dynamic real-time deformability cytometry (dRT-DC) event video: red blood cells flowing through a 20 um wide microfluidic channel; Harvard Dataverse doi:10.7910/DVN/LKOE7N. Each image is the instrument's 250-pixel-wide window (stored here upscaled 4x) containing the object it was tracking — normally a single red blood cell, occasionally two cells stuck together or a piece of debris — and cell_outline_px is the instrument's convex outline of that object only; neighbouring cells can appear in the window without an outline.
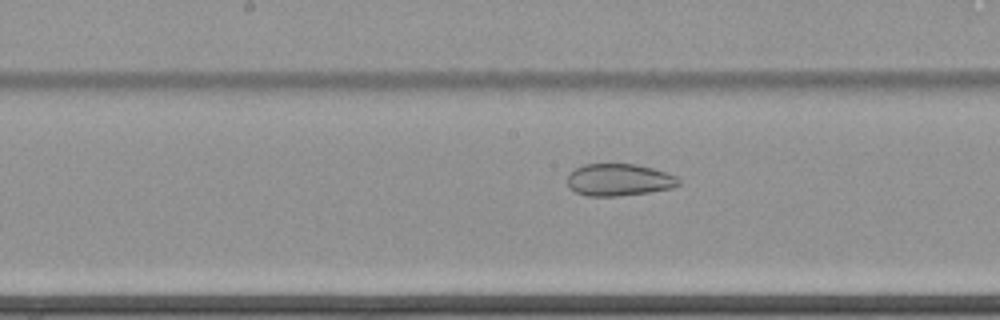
{"species": "common noctule bat (a hibernating species)", "species_latin": "Nyctalus noctula", "temperature_condition": "cold", "stored_images_in_passage": 62, "camera_frame_rate_fps": 3000, "um_per_image_px": 0.085, "animal": {"sex": "female", "body_mass_g": 22.7, "forearm_length_mm": 54.2}, "frame": {"image": 1, "passage_image": 34, "time_ms": 11.0, "image_size_px": [1000, 320], "cell_outline_px": [[680, 184], [672, 188], [648, 192], [620, 196], [588, 196], [576, 192], [568, 188], [568, 172], [584, 164], [636, 164], [652, 168], [676, 176], [680, 180]], "centroid_in_image_um": [52.59, 15.29], "position_along_channel_um": 195.6, "area_um2": 20.87}}
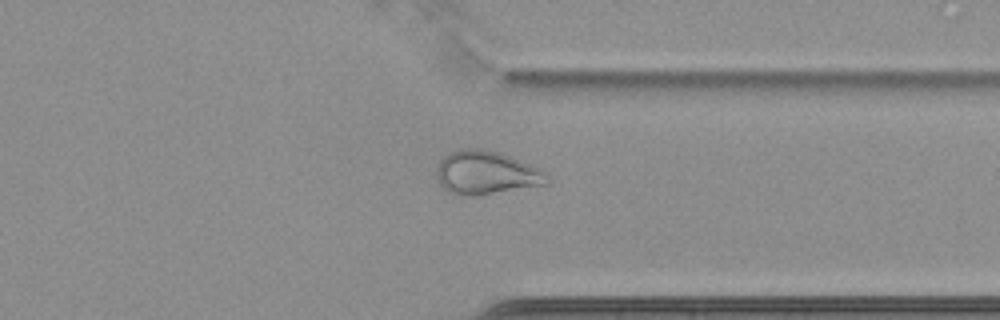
{"frame": {"image": 2, "passage_image": 49, "time_ms": 16.0, "image_size_px": [1000, 320], "cell_outline_px": [[552, 180], [548, 184], [472, 196], [456, 196], [448, 192], [440, 184], [436, 176], [436, 168], [440, 160], [448, 152], [460, 148], [480, 148], [496, 152], [508, 156], [528, 164], [536, 168], [548, 176]], "centroid_in_image_um": [41.25, 14.69], "position_along_channel_um": 370.1, "area_um2": 27.92}}
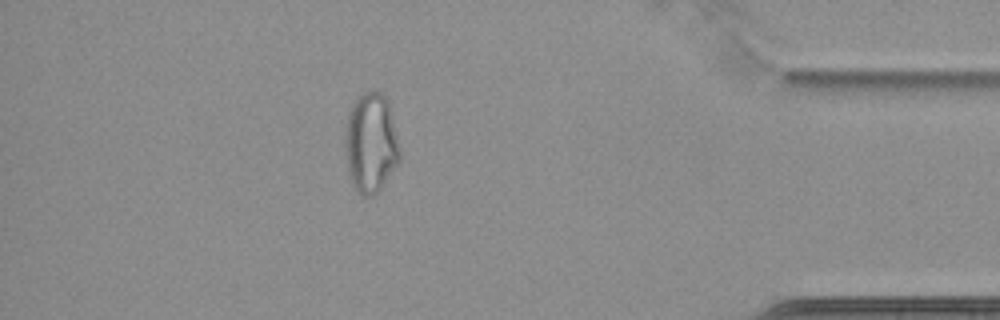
{"frame": {"image": 3, "passage_image": 55, "time_ms": 18.0, "image_size_px": [1000, 320], "cell_outline_px": [[400, 160], [380, 188], [372, 196], [364, 196], [356, 192], [348, 176], [344, 148], [344, 128], [348, 112], [356, 96], [372, 88], [380, 92], [388, 100], [400, 148]], "centroid_in_image_um": [31.48, 12.11], "position_along_channel_um": 403.7, "area_um2": 32.48}}